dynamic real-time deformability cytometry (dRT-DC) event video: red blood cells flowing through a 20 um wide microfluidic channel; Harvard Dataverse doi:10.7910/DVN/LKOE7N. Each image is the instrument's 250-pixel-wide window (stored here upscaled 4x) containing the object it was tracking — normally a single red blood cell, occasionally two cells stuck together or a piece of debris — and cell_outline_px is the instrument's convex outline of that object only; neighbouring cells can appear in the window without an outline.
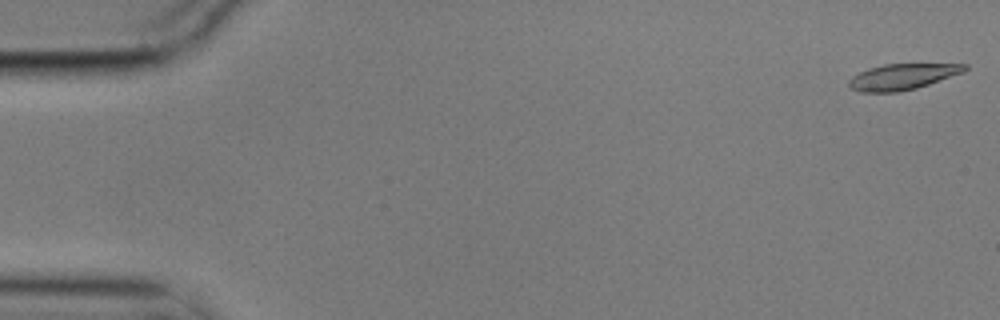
{"species": "common noctule bat (a hibernating species)", "species_latin": "Nyctalus noctula", "temperature_condition": "cold", "stored_images_in_passage": 7, "camera_frame_rate_fps": 3000, "um_per_image_px": 0.085, "animal": {"sex": "male", "body_mass_g": 17.9}, "frame": {"image": 1, "passage_image": 1, "time_ms": 0.0, "image_size_px": [1000, 320], "cell_outline_px": [[968, 68], [964, 72], [916, 88], [900, 92], [860, 92], [852, 88], [848, 84], [848, 80], [852, 76], [868, 68], [884, 64], [968, 64]], "centroid_in_image_um": [76.69, 6.52], "position_along_channel_um": 8.3, "area_um2": 17.4}}
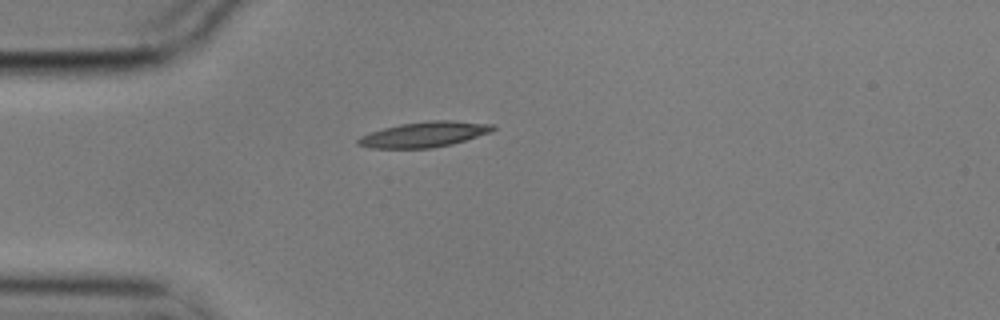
{"frame": {"image": 2, "passage_image": 5, "time_ms": 1.333, "image_size_px": [1000, 320], "cell_outline_px": [[496, 128], [492, 132], [452, 144], [432, 148], [372, 148], [356, 144], [356, 140], [360, 136], [384, 128], [400, 124], [432, 120], [452, 120], [496, 124]], "centroid_in_image_um": [36.11, 11.42], "position_along_channel_um": 48.9, "area_um2": 20.0}}
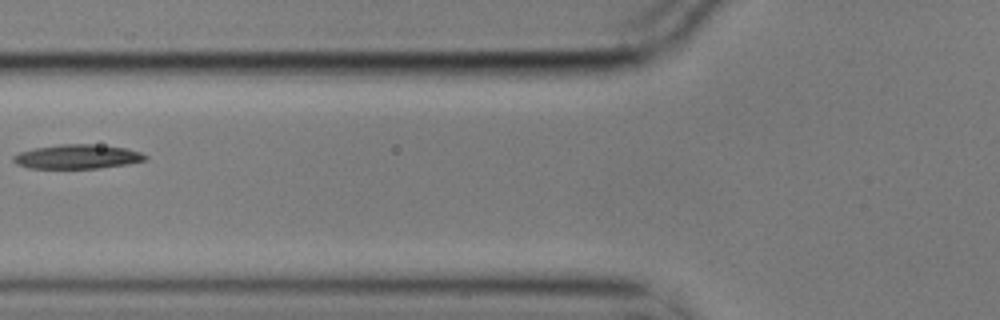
{"frame": {"image": 3, "passage_image": 7, "time_ms": 2.0, "image_size_px": [1000, 320], "cell_outline_px": [[148, 160], [128, 164], [100, 168], [28, 168], [16, 164], [12, 160], [12, 156], [20, 152], [36, 148], [60, 144], [92, 144], [124, 148], [140, 152], [148, 156]], "centroid_in_image_um": [6.58, 13.32], "position_along_channel_um": 119.2, "area_um2": 18.61}}